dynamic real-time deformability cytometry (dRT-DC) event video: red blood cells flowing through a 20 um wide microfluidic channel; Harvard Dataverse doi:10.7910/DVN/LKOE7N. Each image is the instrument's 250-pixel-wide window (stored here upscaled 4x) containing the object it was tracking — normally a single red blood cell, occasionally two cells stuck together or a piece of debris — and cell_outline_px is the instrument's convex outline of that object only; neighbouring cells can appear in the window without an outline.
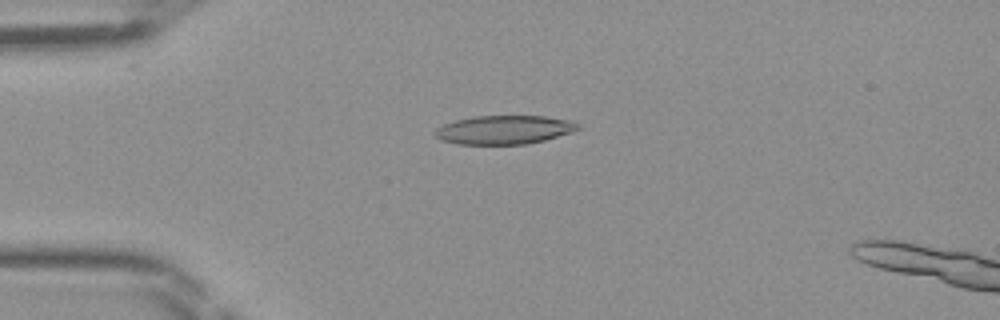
{"species": "Egyptian fruit bat (a non-hibernating species)", "species_latin": "Rousettus aegyptiacus", "temperature_condition": "room temperature", "stored_images_in_passage": 46, "camera_frame_rate_fps": 3000, "um_per_image_px": 0.085, "frame": {"image": 1, "passage_image": 11, "time_ms": 3.333, "image_size_px": [1000, 320], "cell_outline_px": [[580, 128], [572, 132], [544, 140], [524, 144], [456, 144], [440, 140], [432, 132], [436, 128], [444, 124], [456, 120], [476, 116], [544, 116], [568, 120], [580, 124]], "centroid_in_image_um": [42.82, 11.03], "position_along_channel_um": 42.2, "area_um2": 23.87}}
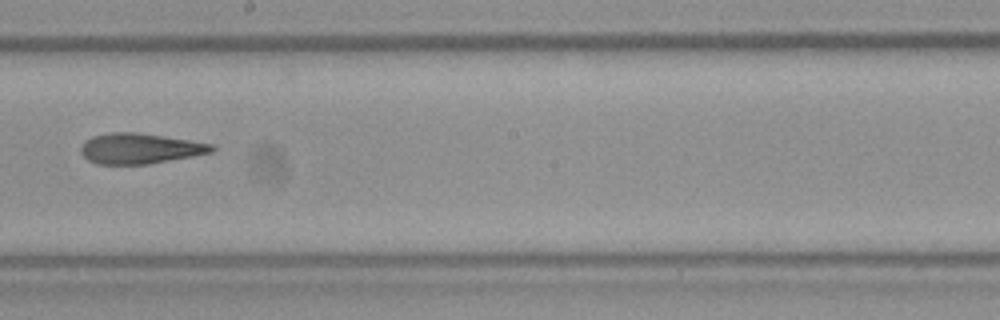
{"frame": {"image": 2, "passage_image": 26, "time_ms": 8.333, "image_size_px": [1000, 320], "cell_outline_px": [[216, 148], [212, 152], [192, 156], [148, 164], [96, 164], [88, 160], [80, 152], [80, 148], [84, 140], [92, 136], [108, 132], [136, 132], [164, 136], [212, 144]], "centroid_in_image_um": [11.84, 12.62], "position_along_channel_um": 236.4, "area_um2": 23.24}}
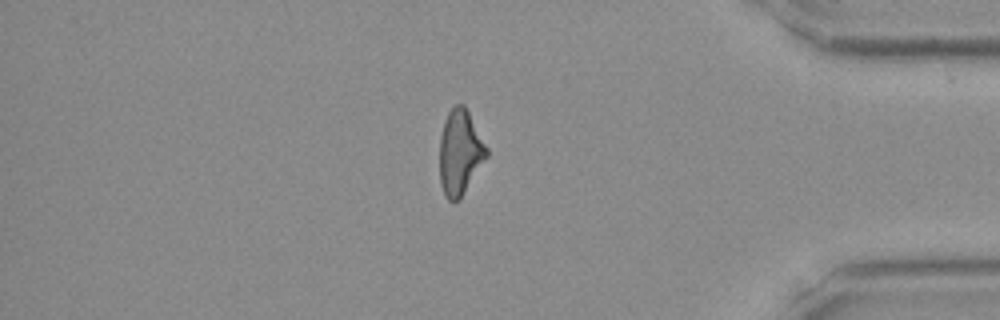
{"frame": {"image": 3, "passage_image": 39, "time_ms": 12.667, "image_size_px": [1000, 320], "cell_outline_px": [[488, 156], [460, 196], [456, 200], [448, 200], [444, 196], [440, 184], [440, 136], [444, 120], [448, 112], [456, 104], [464, 104], [488, 148]], "centroid_in_image_um": [39.09, 12.91], "position_along_channel_um": 396.1, "area_um2": 22.95}}